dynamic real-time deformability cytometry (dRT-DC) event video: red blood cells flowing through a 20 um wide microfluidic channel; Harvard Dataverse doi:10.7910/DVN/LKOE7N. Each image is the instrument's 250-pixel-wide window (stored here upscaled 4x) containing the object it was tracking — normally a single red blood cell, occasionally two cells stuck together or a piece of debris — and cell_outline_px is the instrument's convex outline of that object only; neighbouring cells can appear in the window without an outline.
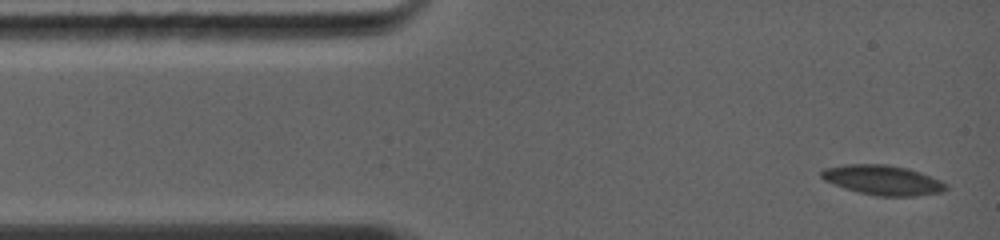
{"species": "common noctule bat (a hibernating species)", "species_latin": "Nyctalus noctula", "temperature_condition": "warm", "stored_images_in_passage": 25, "camera_frame_rate_fps": 5000, "um_per_image_px": 0.085, "animal": {"sex": "female", "body_mass_g": 19.0, "forearm_length_mm": 56.7}, "frame": {"image": 1, "passage_image": 1, "time_ms": 0.0, "image_size_px": [1000, 240], "cell_outline_px": [[948, 188], [944, 192], [916, 196], [876, 196], [844, 188], [824, 180], [820, 176], [820, 172], [824, 168], [844, 164], [884, 164], [908, 168], [920, 172], [940, 180], [948, 184]], "centroid_in_image_um": [75.05, 15.31], "position_along_channel_um": 9.9, "area_um2": 21.73}}
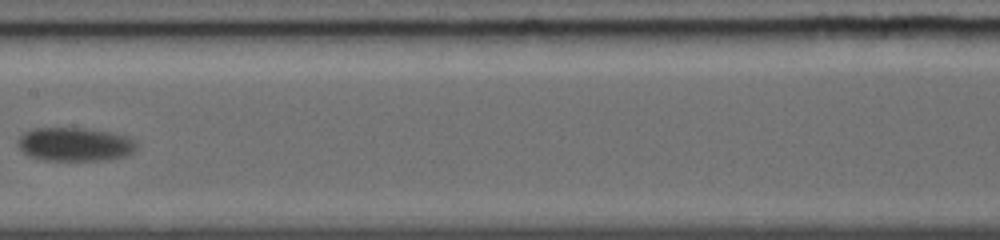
{"frame": {"image": 2, "passage_image": 11, "time_ms": 6.2, "image_size_px": [1000, 240], "cell_outline_px": [[136, 148], [132, 152], [124, 156], [108, 160], [44, 160], [32, 156], [24, 152], [16, 144], [20, 136], [24, 132], [32, 128], [84, 128], [108, 132], [124, 136], [132, 140], [136, 144]], "centroid_in_image_um": [6.32, 12.26], "position_along_channel_um": 201.1, "area_um2": 23.0}}
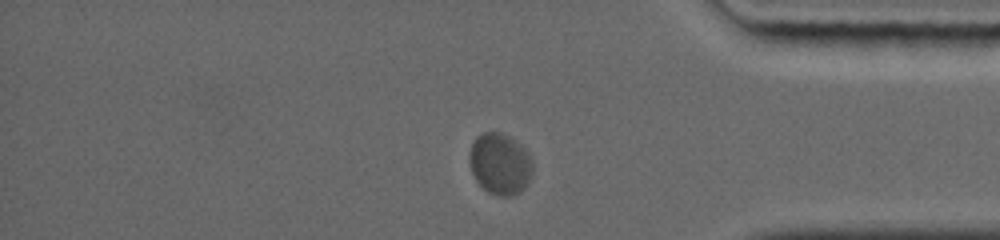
{"frame": {"image": 3, "passage_image": 22, "time_ms": 11.2, "image_size_px": [1000, 240], "cell_outline_px": [[532, 176], [528, 184], [520, 192], [508, 196], [500, 196], [488, 192], [476, 180], [472, 172], [468, 160], [468, 156], [472, 144], [476, 136], [484, 132], [500, 132], [508, 136], [520, 144], [528, 152], [532, 160]], "centroid_in_image_um": [42.5, 13.92], "position_along_channel_um": 392.7, "area_um2": 22.72}, "authors_computed_cell_mechanics": {"area_um2": 22.253, "velocity_mm_per_s": 4.1392, "shape_relaxation_time_tau1_ms": 3.2639, "shape_relaxation_time_tau2_ms": null, "deformation_change_tau1": 0.0774, "deformation_change_tau2": null}}